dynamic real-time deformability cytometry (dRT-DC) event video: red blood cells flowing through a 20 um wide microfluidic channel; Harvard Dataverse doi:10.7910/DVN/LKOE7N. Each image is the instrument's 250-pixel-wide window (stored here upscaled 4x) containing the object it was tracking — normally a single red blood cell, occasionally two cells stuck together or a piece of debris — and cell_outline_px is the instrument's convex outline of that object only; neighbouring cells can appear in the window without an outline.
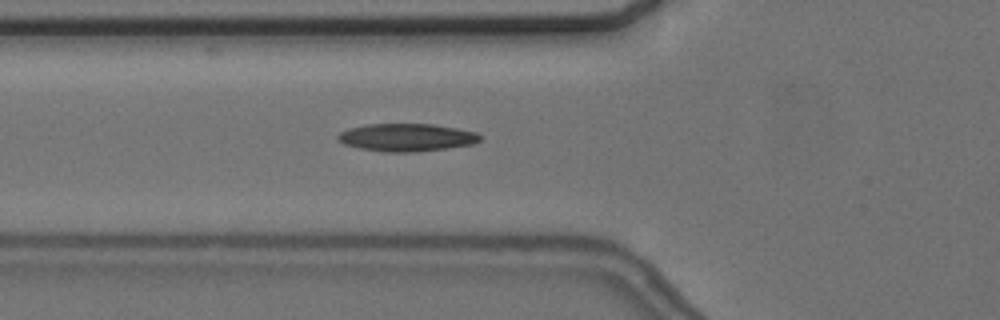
{"species": "common noctule bat (a hibernating species)", "species_latin": "Nyctalus noctula", "temperature_condition": "cold", "stored_images_in_passage": 57, "camera_frame_rate_fps": 3000, "um_per_image_px": 0.085, "animal": {"sex": "female", "body_mass_g": 24.6, "forearm_length_mm": 56.2}, "frame": {"image": 1, "passage_image": 21, "time_ms": 6.667, "image_size_px": [1000, 320], "cell_outline_px": [[480, 140], [472, 144], [416, 152], [384, 152], [360, 148], [344, 144], [336, 136], [340, 132], [348, 128], [368, 124], [432, 124], [456, 128], [476, 132], [480, 136]], "centroid_in_image_um": [34.53, 11.68], "position_along_channel_um": 91.3, "area_um2": 22.77}}
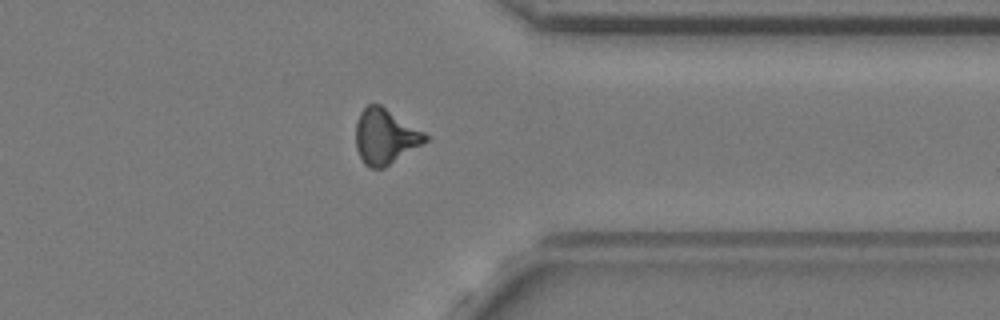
{"frame": {"image": 2, "passage_image": 45, "time_ms": 14.667, "image_size_px": [1000, 320], "cell_outline_px": [[428, 140], [384, 168], [368, 168], [364, 164], [356, 148], [356, 124], [360, 112], [368, 104], [380, 104], [424, 132], [428, 136]], "centroid_in_image_um": [32.72, 11.61], "position_along_channel_um": 378.7, "area_um2": 22.14}}
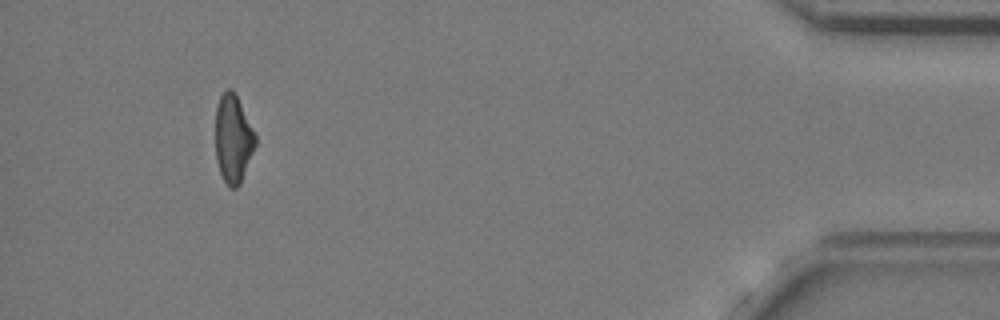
{"frame": {"image": 3, "passage_image": 53, "time_ms": 17.333, "image_size_px": [1000, 320], "cell_outline_px": [[256, 144], [240, 184], [236, 188], [228, 188], [220, 172], [216, 160], [216, 108], [220, 96], [228, 88], [232, 88], [256, 132]], "centroid_in_image_um": [19.82, 11.8], "position_along_channel_um": 415.4, "area_um2": 20.52}, "authors_computed_cell_mechanics": {"area_um2": 21.7328, "velocity_mm_per_s": 3.6579, "shape_relaxation_time_tau1_ms": 7.6895, "shape_relaxation_time_tau2_ms": 6.4187, "deformation_change_tau1": 0.151, "deformation_change_tau2": 0.2032}}